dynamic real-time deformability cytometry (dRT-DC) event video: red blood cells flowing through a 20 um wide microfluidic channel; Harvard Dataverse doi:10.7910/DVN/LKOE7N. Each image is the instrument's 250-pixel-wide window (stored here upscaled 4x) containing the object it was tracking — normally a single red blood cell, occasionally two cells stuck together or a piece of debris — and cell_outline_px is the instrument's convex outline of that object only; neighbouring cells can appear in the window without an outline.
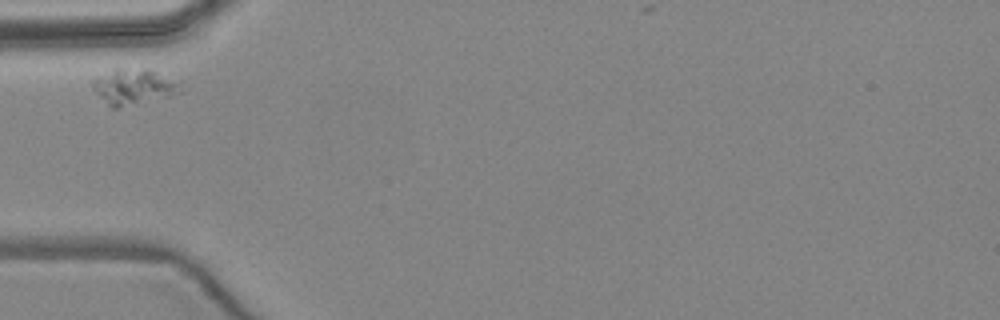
{"species": "common noctule bat (a hibernating species)", "species_latin": "Nyctalus noctula", "temperature_condition": "warm", "stored_images_in_passage": 2, "camera_frame_rate_fps": 3000, "um_per_image_px": 0.085, "animal": {"sex": "female", "body_mass_g": 24.6, "forearm_length_mm": 56.2}, "frame": {"image": 1, "passage_image": 1, "time_ms": 0.0, "image_size_px": [1000, 320], "cell_outline_px": [[184, 92], [120, 108], [112, 108], [92, 88], [92, 80], [96, 76], [116, 68], [148, 68], [180, 84]], "centroid_in_image_um": [11.33, 7.36], "position_along_channel_um": 73.7, "area_um2": 18.15}}
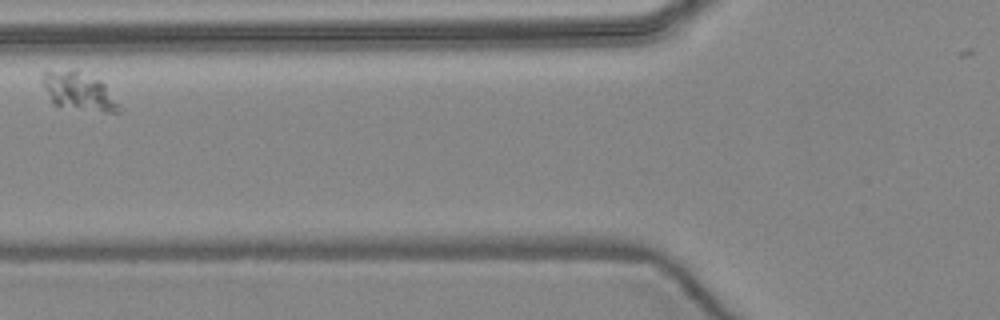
{"frame": {"image": 2, "passage_image": 2, "time_ms": 1.333, "image_size_px": [1000, 320], "cell_outline_px": [[124, 112], [104, 112], [52, 104], [40, 80], [44, 68], [76, 68], [100, 80], [104, 84], [124, 108]], "centroid_in_image_um": [6.67, 7.69], "position_along_channel_um": 119.1, "area_um2": 17.8}}